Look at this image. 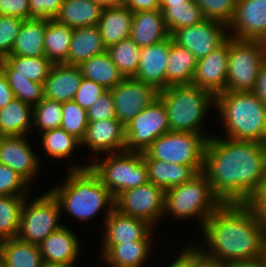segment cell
Masks as SVG:
<instances>
[{"instance_id":"1","label":"cell","mask_w":266,"mask_h":267,"mask_svg":"<svg viewBox=\"0 0 266 267\" xmlns=\"http://www.w3.org/2000/svg\"><path fill=\"white\" fill-rule=\"evenodd\" d=\"M226 139L209 136L202 172L223 203L245 202L266 182V143Z\"/></svg>"},{"instance_id":"2","label":"cell","mask_w":266,"mask_h":267,"mask_svg":"<svg viewBox=\"0 0 266 267\" xmlns=\"http://www.w3.org/2000/svg\"><path fill=\"white\" fill-rule=\"evenodd\" d=\"M211 251L206 257L228 265L264 258L266 232L244 202L223 203L202 226Z\"/></svg>"},{"instance_id":"3","label":"cell","mask_w":266,"mask_h":267,"mask_svg":"<svg viewBox=\"0 0 266 267\" xmlns=\"http://www.w3.org/2000/svg\"><path fill=\"white\" fill-rule=\"evenodd\" d=\"M227 137L266 143V106L252 91H224L215 96Z\"/></svg>"},{"instance_id":"4","label":"cell","mask_w":266,"mask_h":267,"mask_svg":"<svg viewBox=\"0 0 266 267\" xmlns=\"http://www.w3.org/2000/svg\"><path fill=\"white\" fill-rule=\"evenodd\" d=\"M67 182L50 192L60 208L79 220H88L106 204L114 206V197L89 166L71 168Z\"/></svg>"},{"instance_id":"5","label":"cell","mask_w":266,"mask_h":267,"mask_svg":"<svg viewBox=\"0 0 266 267\" xmlns=\"http://www.w3.org/2000/svg\"><path fill=\"white\" fill-rule=\"evenodd\" d=\"M158 97L164 103L173 132L200 134L207 108L211 101L215 102L211 92L193 84L171 85L159 91Z\"/></svg>"},{"instance_id":"6","label":"cell","mask_w":266,"mask_h":267,"mask_svg":"<svg viewBox=\"0 0 266 267\" xmlns=\"http://www.w3.org/2000/svg\"><path fill=\"white\" fill-rule=\"evenodd\" d=\"M222 204L203 172L190 181L165 190L164 212L178 218L200 215L202 226Z\"/></svg>"},{"instance_id":"7","label":"cell","mask_w":266,"mask_h":267,"mask_svg":"<svg viewBox=\"0 0 266 267\" xmlns=\"http://www.w3.org/2000/svg\"><path fill=\"white\" fill-rule=\"evenodd\" d=\"M89 165L91 170L115 198L121 192L149 182L143 152L123 151L110 153L99 163L97 158Z\"/></svg>"},{"instance_id":"8","label":"cell","mask_w":266,"mask_h":267,"mask_svg":"<svg viewBox=\"0 0 266 267\" xmlns=\"http://www.w3.org/2000/svg\"><path fill=\"white\" fill-rule=\"evenodd\" d=\"M204 134L169 131L159 136L143 152L144 159L191 165L198 173L203 171L207 139Z\"/></svg>"},{"instance_id":"9","label":"cell","mask_w":266,"mask_h":267,"mask_svg":"<svg viewBox=\"0 0 266 267\" xmlns=\"http://www.w3.org/2000/svg\"><path fill=\"white\" fill-rule=\"evenodd\" d=\"M265 62L263 41L229 36L226 91H253L260 66Z\"/></svg>"},{"instance_id":"10","label":"cell","mask_w":266,"mask_h":267,"mask_svg":"<svg viewBox=\"0 0 266 267\" xmlns=\"http://www.w3.org/2000/svg\"><path fill=\"white\" fill-rule=\"evenodd\" d=\"M60 211L58 200L50 191L29 205L24 200L17 238L39 246L51 233L63 226L58 223Z\"/></svg>"},{"instance_id":"11","label":"cell","mask_w":266,"mask_h":267,"mask_svg":"<svg viewBox=\"0 0 266 267\" xmlns=\"http://www.w3.org/2000/svg\"><path fill=\"white\" fill-rule=\"evenodd\" d=\"M169 131L168 115L158 97L125 127L126 151L145 152L154 140Z\"/></svg>"},{"instance_id":"12","label":"cell","mask_w":266,"mask_h":267,"mask_svg":"<svg viewBox=\"0 0 266 267\" xmlns=\"http://www.w3.org/2000/svg\"><path fill=\"white\" fill-rule=\"evenodd\" d=\"M165 190L151 182L121 192L114 198V208L124 215L151 225L164 213Z\"/></svg>"},{"instance_id":"13","label":"cell","mask_w":266,"mask_h":267,"mask_svg":"<svg viewBox=\"0 0 266 267\" xmlns=\"http://www.w3.org/2000/svg\"><path fill=\"white\" fill-rule=\"evenodd\" d=\"M110 91L114 99L117 120L124 127L158 98L159 94L154 87L133 77L124 78Z\"/></svg>"},{"instance_id":"14","label":"cell","mask_w":266,"mask_h":267,"mask_svg":"<svg viewBox=\"0 0 266 267\" xmlns=\"http://www.w3.org/2000/svg\"><path fill=\"white\" fill-rule=\"evenodd\" d=\"M225 26L228 27L221 22L205 19L197 25L176 30L171 37L175 43L191 51L199 60L228 39L229 35L223 30Z\"/></svg>"},{"instance_id":"15","label":"cell","mask_w":266,"mask_h":267,"mask_svg":"<svg viewBox=\"0 0 266 267\" xmlns=\"http://www.w3.org/2000/svg\"><path fill=\"white\" fill-rule=\"evenodd\" d=\"M229 57V37L216 50L197 60L192 83L214 96L226 91Z\"/></svg>"},{"instance_id":"16","label":"cell","mask_w":266,"mask_h":267,"mask_svg":"<svg viewBox=\"0 0 266 267\" xmlns=\"http://www.w3.org/2000/svg\"><path fill=\"white\" fill-rule=\"evenodd\" d=\"M231 37L242 40L266 39V0H237L235 15L228 25Z\"/></svg>"},{"instance_id":"17","label":"cell","mask_w":266,"mask_h":267,"mask_svg":"<svg viewBox=\"0 0 266 267\" xmlns=\"http://www.w3.org/2000/svg\"><path fill=\"white\" fill-rule=\"evenodd\" d=\"M106 235L103 247H113L116 244L130 241L149 240L151 224L145 220L130 217L120 213L110 206L106 212Z\"/></svg>"},{"instance_id":"18","label":"cell","mask_w":266,"mask_h":267,"mask_svg":"<svg viewBox=\"0 0 266 267\" xmlns=\"http://www.w3.org/2000/svg\"><path fill=\"white\" fill-rule=\"evenodd\" d=\"M170 37L142 47L139 66L133 78L154 87L158 92L166 89V68L169 59Z\"/></svg>"},{"instance_id":"19","label":"cell","mask_w":266,"mask_h":267,"mask_svg":"<svg viewBox=\"0 0 266 267\" xmlns=\"http://www.w3.org/2000/svg\"><path fill=\"white\" fill-rule=\"evenodd\" d=\"M35 156L24 135L0 137V163L10 167L28 184L39 165Z\"/></svg>"},{"instance_id":"20","label":"cell","mask_w":266,"mask_h":267,"mask_svg":"<svg viewBox=\"0 0 266 267\" xmlns=\"http://www.w3.org/2000/svg\"><path fill=\"white\" fill-rule=\"evenodd\" d=\"M82 143L95 152L126 151L125 127L117 119L89 122Z\"/></svg>"},{"instance_id":"21","label":"cell","mask_w":266,"mask_h":267,"mask_svg":"<svg viewBox=\"0 0 266 267\" xmlns=\"http://www.w3.org/2000/svg\"><path fill=\"white\" fill-rule=\"evenodd\" d=\"M83 76L78 65L53 64L44 82V98L64 103L74 99Z\"/></svg>"},{"instance_id":"22","label":"cell","mask_w":266,"mask_h":267,"mask_svg":"<svg viewBox=\"0 0 266 267\" xmlns=\"http://www.w3.org/2000/svg\"><path fill=\"white\" fill-rule=\"evenodd\" d=\"M171 37L160 9L133 13L130 38L140 47H147Z\"/></svg>"},{"instance_id":"23","label":"cell","mask_w":266,"mask_h":267,"mask_svg":"<svg viewBox=\"0 0 266 267\" xmlns=\"http://www.w3.org/2000/svg\"><path fill=\"white\" fill-rule=\"evenodd\" d=\"M78 240L69 228L62 226L39 245L43 262L73 266L79 251Z\"/></svg>"},{"instance_id":"24","label":"cell","mask_w":266,"mask_h":267,"mask_svg":"<svg viewBox=\"0 0 266 267\" xmlns=\"http://www.w3.org/2000/svg\"><path fill=\"white\" fill-rule=\"evenodd\" d=\"M133 12L126 6L105 7L98 23L106 48L130 38Z\"/></svg>"},{"instance_id":"25","label":"cell","mask_w":266,"mask_h":267,"mask_svg":"<svg viewBox=\"0 0 266 267\" xmlns=\"http://www.w3.org/2000/svg\"><path fill=\"white\" fill-rule=\"evenodd\" d=\"M104 52H106V47L97 25L74 28L67 64L79 65L81 62Z\"/></svg>"},{"instance_id":"26","label":"cell","mask_w":266,"mask_h":267,"mask_svg":"<svg viewBox=\"0 0 266 267\" xmlns=\"http://www.w3.org/2000/svg\"><path fill=\"white\" fill-rule=\"evenodd\" d=\"M103 7L93 0H63L58 15V23L72 29L98 25Z\"/></svg>"},{"instance_id":"27","label":"cell","mask_w":266,"mask_h":267,"mask_svg":"<svg viewBox=\"0 0 266 267\" xmlns=\"http://www.w3.org/2000/svg\"><path fill=\"white\" fill-rule=\"evenodd\" d=\"M149 182L167 190L190 181L198 172L191 165L168 163L157 159H144Z\"/></svg>"},{"instance_id":"28","label":"cell","mask_w":266,"mask_h":267,"mask_svg":"<svg viewBox=\"0 0 266 267\" xmlns=\"http://www.w3.org/2000/svg\"><path fill=\"white\" fill-rule=\"evenodd\" d=\"M47 19L24 20L9 56L42 57Z\"/></svg>"},{"instance_id":"29","label":"cell","mask_w":266,"mask_h":267,"mask_svg":"<svg viewBox=\"0 0 266 267\" xmlns=\"http://www.w3.org/2000/svg\"><path fill=\"white\" fill-rule=\"evenodd\" d=\"M195 55L175 43L170 37L169 59L166 68V88L171 85L191 84L196 70Z\"/></svg>"},{"instance_id":"30","label":"cell","mask_w":266,"mask_h":267,"mask_svg":"<svg viewBox=\"0 0 266 267\" xmlns=\"http://www.w3.org/2000/svg\"><path fill=\"white\" fill-rule=\"evenodd\" d=\"M53 63L46 57L8 56L0 60L5 75H22L30 81L44 84Z\"/></svg>"},{"instance_id":"31","label":"cell","mask_w":266,"mask_h":267,"mask_svg":"<svg viewBox=\"0 0 266 267\" xmlns=\"http://www.w3.org/2000/svg\"><path fill=\"white\" fill-rule=\"evenodd\" d=\"M78 67L84 78L100 84L106 90L113 89L124 79L107 52L81 62Z\"/></svg>"},{"instance_id":"32","label":"cell","mask_w":266,"mask_h":267,"mask_svg":"<svg viewBox=\"0 0 266 267\" xmlns=\"http://www.w3.org/2000/svg\"><path fill=\"white\" fill-rule=\"evenodd\" d=\"M0 259L9 267H40L43 263L39 246L17 237L0 241Z\"/></svg>"},{"instance_id":"33","label":"cell","mask_w":266,"mask_h":267,"mask_svg":"<svg viewBox=\"0 0 266 267\" xmlns=\"http://www.w3.org/2000/svg\"><path fill=\"white\" fill-rule=\"evenodd\" d=\"M149 240L130 241L103 247L102 255L111 267H141L148 257Z\"/></svg>"},{"instance_id":"34","label":"cell","mask_w":266,"mask_h":267,"mask_svg":"<svg viewBox=\"0 0 266 267\" xmlns=\"http://www.w3.org/2000/svg\"><path fill=\"white\" fill-rule=\"evenodd\" d=\"M33 107L14 99L0 109V137L24 135L30 128Z\"/></svg>"},{"instance_id":"35","label":"cell","mask_w":266,"mask_h":267,"mask_svg":"<svg viewBox=\"0 0 266 267\" xmlns=\"http://www.w3.org/2000/svg\"><path fill=\"white\" fill-rule=\"evenodd\" d=\"M72 35V28L58 23L55 19H47L44 52L53 64H67Z\"/></svg>"},{"instance_id":"36","label":"cell","mask_w":266,"mask_h":267,"mask_svg":"<svg viewBox=\"0 0 266 267\" xmlns=\"http://www.w3.org/2000/svg\"><path fill=\"white\" fill-rule=\"evenodd\" d=\"M160 10L171 35L180 28L197 25L205 20L202 9L193 0L160 7Z\"/></svg>"},{"instance_id":"37","label":"cell","mask_w":266,"mask_h":267,"mask_svg":"<svg viewBox=\"0 0 266 267\" xmlns=\"http://www.w3.org/2000/svg\"><path fill=\"white\" fill-rule=\"evenodd\" d=\"M106 52L124 78L135 76L139 66L141 48L131 38L111 45L106 48Z\"/></svg>"},{"instance_id":"38","label":"cell","mask_w":266,"mask_h":267,"mask_svg":"<svg viewBox=\"0 0 266 267\" xmlns=\"http://www.w3.org/2000/svg\"><path fill=\"white\" fill-rule=\"evenodd\" d=\"M25 196H0V241L16 238Z\"/></svg>"},{"instance_id":"39","label":"cell","mask_w":266,"mask_h":267,"mask_svg":"<svg viewBox=\"0 0 266 267\" xmlns=\"http://www.w3.org/2000/svg\"><path fill=\"white\" fill-rule=\"evenodd\" d=\"M79 144H81L79 139L67 133L61 127L43 132L42 134V145L51 157L69 158L74 147Z\"/></svg>"},{"instance_id":"40","label":"cell","mask_w":266,"mask_h":267,"mask_svg":"<svg viewBox=\"0 0 266 267\" xmlns=\"http://www.w3.org/2000/svg\"><path fill=\"white\" fill-rule=\"evenodd\" d=\"M33 125L41 132L59 128L62 120V103L43 98L33 107Z\"/></svg>"},{"instance_id":"41","label":"cell","mask_w":266,"mask_h":267,"mask_svg":"<svg viewBox=\"0 0 266 267\" xmlns=\"http://www.w3.org/2000/svg\"><path fill=\"white\" fill-rule=\"evenodd\" d=\"M89 124L87 112L74 100L62 103L61 128L80 141L84 138Z\"/></svg>"},{"instance_id":"42","label":"cell","mask_w":266,"mask_h":267,"mask_svg":"<svg viewBox=\"0 0 266 267\" xmlns=\"http://www.w3.org/2000/svg\"><path fill=\"white\" fill-rule=\"evenodd\" d=\"M5 76L9 86L13 90L14 97L21 102L33 107L44 98V84L30 81L22 75ZM32 103H34L33 106Z\"/></svg>"},{"instance_id":"43","label":"cell","mask_w":266,"mask_h":267,"mask_svg":"<svg viewBox=\"0 0 266 267\" xmlns=\"http://www.w3.org/2000/svg\"><path fill=\"white\" fill-rule=\"evenodd\" d=\"M201 9L205 19L229 25L235 15L237 0H193Z\"/></svg>"},{"instance_id":"44","label":"cell","mask_w":266,"mask_h":267,"mask_svg":"<svg viewBox=\"0 0 266 267\" xmlns=\"http://www.w3.org/2000/svg\"><path fill=\"white\" fill-rule=\"evenodd\" d=\"M23 19L11 16H0V60L11 53Z\"/></svg>"},{"instance_id":"45","label":"cell","mask_w":266,"mask_h":267,"mask_svg":"<svg viewBox=\"0 0 266 267\" xmlns=\"http://www.w3.org/2000/svg\"><path fill=\"white\" fill-rule=\"evenodd\" d=\"M26 186H29L28 183L20 175L0 163V196H25L24 191L28 192Z\"/></svg>"},{"instance_id":"46","label":"cell","mask_w":266,"mask_h":267,"mask_svg":"<svg viewBox=\"0 0 266 267\" xmlns=\"http://www.w3.org/2000/svg\"><path fill=\"white\" fill-rule=\"evenodd\" d=\"M86 112L89 122L117 119L111 91L106 90Z\"/></svg>"},{"instance_id":"47","label":"cell","mask_w":266,"mask_h":267,"mask_svg":"<svg viewBox=\"0 0 266 267\" xmlns=\"http://www.w3.org/2000/svg\"><path fill=\"white\" fill-rule=\"evenodd\" d=\"M105 91L100 84L83 77L73 100L87 111Z\"/></svg>"},{"instance_id":"48","label":"cell","mask_w":266,"mask_h":267,"mask_svg":"<svg viewBox=\"0 0 266 267\" xmlns=\"http://www.w3.org/2000/svg\"><path fill=\"white\" fill-rule=\"evenodd\" d=\"M63 0H28L30 19H54L62 6Z\"/></svg>"},{"instance_id":"49","label":"cell","mask_w":266,"mask_h":267,"mask_svg":"<svg viewBox=\"0 0 266 267\" xmlns=\"http://www.w3.org/2000/svg\"><path fill=\"white\" fill-rule=\"evenodd\" d=\"M244 203L251 209L254 218L266 232V185L261 186Z\"/></svg>"},{"instance_id":"50","label":"cell","mask_w":266,"mask_h":267,"mask_svg":"<svg viewBox=\"0 0 266 267\" xmlns=\"http://www.w3.org/2000/svg\"><path fill=\"white\" fill-rule=\"evenodd\" d=\"M0 16L29 20L30 8L28 0H0Z\"/></svg>"},{"instance_id":"51","label":"cell","mask_w":266,"mask_h":267,"mask_svg":"<svg viewBox=\"0 0 266 267\" xmlns=\"http://www.w3.org/2000/svg\"><path fill=\"white\" fill-rule=\"evenodd\" d=\"M124 6L133 13L140 11H152L160 9V0H124Z\"/></svg>"},{"instance_id":"52","label":"cell","mask_w":266,"mask_h":267,"mask_svg":"<svg viewBox=\"0 0 266 267\" xmlns=\"http://www.w3.org/2000/svg\"><path fill=\"white\" fill-rule=\"evenodd\" d=\"M224 263L203 255L197 248L191 247V267H224Z\"/></svg>"},{"instance_id":"53","label":"cell","mask_w":266,"mask_h":267,"mask_svg":"<svg viewBox=\"0 0 266 267\" xmlns=\"http://www.w3.org/2000/svg\"><path fill=\"white\" fill-rule=\"evenodd\" d=\"M252 92L266 106V61L259 68L256 85Z\"/></svg>"},{"instance_id":"54","label":"cell","mask_w":266,"mask_h":267,"mask_svg":"<svg viewBox=\"0 0 266 267\" xmlns=\"http://www.w3.org/2000/svg\"><path fill=\"white\" fill-rule=\"evenodd\" d=\"M13 90L8 84L7 78L0 68V109L4 108L9 102L14 100Z\"/></svg>"},{"instance_id":"55","label":"cell","mask_w":266,"mask_h":267,"mask_svg":"<svg viewBox=\"0 0 266 267\" xmlns=\"http://www.w3.org/2000/svg\"><path fill=\"white\" fill-rule=\"evenodd\" d=\"M169 267H191V247L185 249Z\"/></svg>"},{"instance_id":"56","label":"cell","mask_w":266,"mask_h":267,"mask_svg":"<svg viewBox=\"0 0 266 267\" xmlns=\"http://www.w3.org/2000/svg\"><path fill=\"white\" fill-rule=\"evenodd\" d=\"M228 267H266L264 258L255 260H245L240 262H233L227 265Z\"/></svg>"},{"instance_id":"57","label":"cell","mask_w":266,"mask_h":267,"mask_svg":"<svg viewBox=\"0 0 266 267\" xmlns=\"http://www.w3.org/2000/svg\"><path fill=\"white\" fill-rule=\"evenodd\" d=\"M97 4L105 7H118L123 6L124 0H93Z\"/></svg>"},{"instance_id":"58","label":"cell","mask_w":266,"mask_h":267,"mask_svg":"<svg viewBox=\"0 0 266 267\" xmlns=\"http://www.w3.org/2000/svg\"><path fill=\"white\" fill-rule=\"evenodd\" d=\"M185 1H191V0H160V7H169L171 5H178L182 4Z\"/></svg>"},{"instance_id":"59","label":"cell","mask_w":266,"mask_h":267,"mask_svg":"<svg viewBox=\"0 0 266 267\" xmlns=\"http://www.w3.org/2000/svg\"><path fill=\"white\" fill-rule=\"evenodd\" d=\"M40 267H75V266L43 262Z\"/></svg>"},{"instance_id":"60","label":"cell","mask_w":266,"mask_h":267,"mask_svg":"<svg viewBox=\"0 0 266 267\" xmlns=\"http://www.w3.org/2000/svg\"><path fill=\"white\" fill-rule=\"evenodd\" d=\"M0 267H9V266L0 259Z\"/></svg>"},{"instance_id":"61","label":"cell","mask_w":266,"mask_h":267,"mask_svg":"<svg viewBox=\"0 0 266 267\" xmlns=\"http://www.w3.org/2000/svg\"><path fill=\"white\" fill-rule=\"evenodd\" d=\"M264 49H265V61H266V39L263 41Z\"/></svg>"},{"instance_id":"62","label":"cell","mask_w":266,"mask_h":267,"mask_svg":"<svg viewBox=\"0 0 266 267\" xmlns=\"http://www.w3.org/2000/svg\"><path fill=\"white\" fill-rule=\"evenodd\" d=\"M264 260L266 262V243H265V253H264Z\"/></svg>"}]
</instances>
